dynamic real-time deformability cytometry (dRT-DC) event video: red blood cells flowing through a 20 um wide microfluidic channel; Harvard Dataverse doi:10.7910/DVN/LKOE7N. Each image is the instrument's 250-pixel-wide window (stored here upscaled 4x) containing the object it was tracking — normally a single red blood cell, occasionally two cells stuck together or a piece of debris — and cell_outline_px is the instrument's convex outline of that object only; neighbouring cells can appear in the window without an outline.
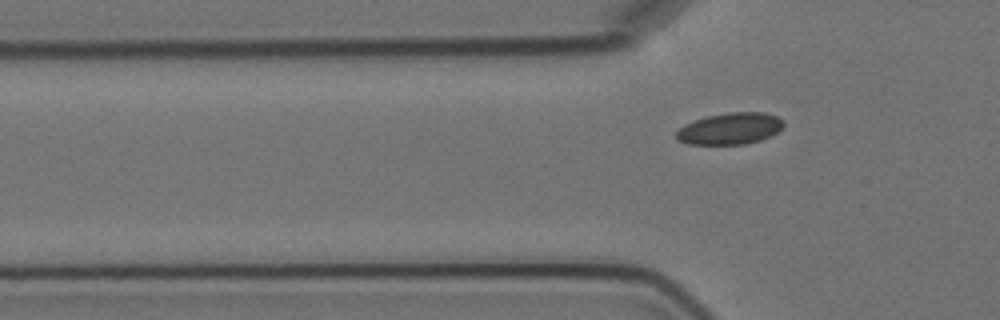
{"species": "Egyptian fruit bat (a non-hibernating species)", "species_latin": "Rousettus aegyptiacus", "temperature_condition": "cold", "stored_images_in_passage": 6, "camera_frame_rate_fps": 3000, "um_per_image_px": 0.085, "animal": {"sex": "female"}, "frame": {"image": 1, "passage_image": 6, "time_ms": 6.0, "image_size_px": [1000, 320], "cell_outline_px": [[784, 124], [772, 136], [760, 140], [744, 144], [688, 144], [676, 140], [676, 132], [684, 124], [704, 116], [728, 112], [764, 112], [776, 116], [784, 120]], "centroid_in_image_um": [62.03, 10.92], "position_along_channel_um": 63.8, "area_um2": 19.88}}